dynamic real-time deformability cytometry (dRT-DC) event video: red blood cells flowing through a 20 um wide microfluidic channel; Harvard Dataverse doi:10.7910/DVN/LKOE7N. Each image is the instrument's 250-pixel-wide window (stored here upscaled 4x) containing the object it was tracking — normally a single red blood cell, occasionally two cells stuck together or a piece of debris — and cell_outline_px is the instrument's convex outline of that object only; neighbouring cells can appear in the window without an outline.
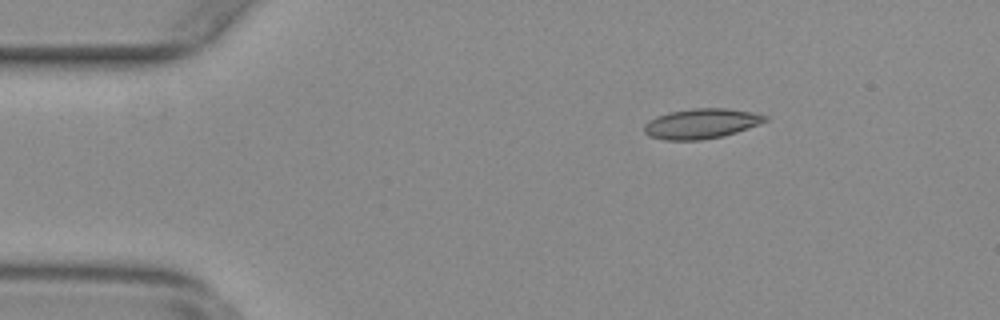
{"species": "common noctule bat (a hibernating species)", "species_latin": "Nyctalus noctula", "temperature_condition": "warm", "stored_images_in_passage": 50, "camera_frame_rate_fps": 3000, "um_per_image_px": 0.085, "animal": {"sex": "female", "body_mass_g": 29.2, "forearm_length_mm": 56.3}, "frame": {"image": 1, "passage_image": 4, "time_ms": 1.0, "image_size_px": [1000, 320], "cell_outline_px": [[768, 120], [760, 124], [736, 132], [720, 136], [700, 140], [664, 140], [648, 136], [644, 132], [644, 124], [648, 120], [656, 116], [668, 112], [692, 108], [728, 108], [756, 112], [768, 116]], "centroid_in_image_um": [59.6, 10.49], "position_along_channel_um": 25.4, "area_um2": 21.39}}
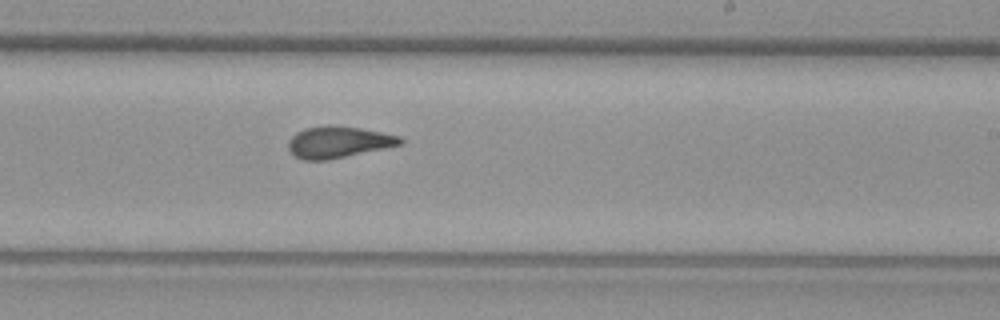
{"frame": {"image": 2, "passage_image": 28, "time_ms": 9.0, "image_size_px": [1000, 320], "cell_outline_px": [[404, 144], [328, 160], [304, 160], [296, 156], [288, 148], [288, 140], [296, 132], [304, 128], [328, 124], [360, 128], [400, 136], [404, 140]], "centroid_in_image_um": [28.76, 12.07], "position_along_channel_um": 260.2, "area_um2": 20.63}}
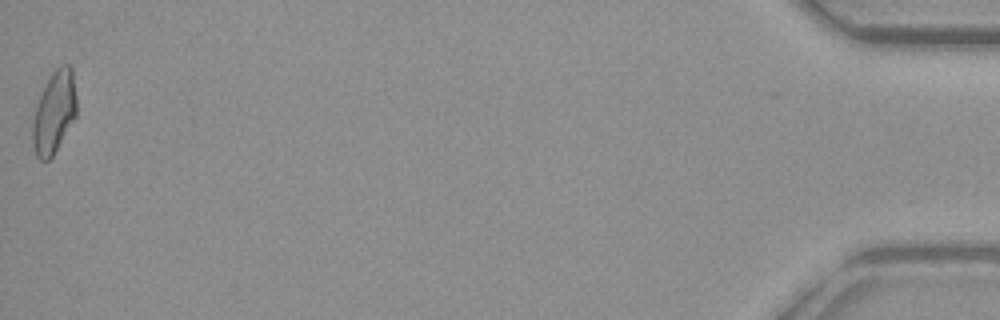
{"frame": {"image": 3, "passage_image": 50, "time_ms": 16.333, "image_size_px": [1000, 320], "cell_outline_px": [[76, 116], [52, 156], [48, 160], [40, 160], [36, 156], [32, 144], [32, 124], [36, 104], [52, 72], [60, 64], [68, 64], [72, 68], [76, 96]], "centroid_in_image_um": [4.6, 9.54], "position_along_channel_um": 430.6, "area_um2": 20.92}, "authors_computed_cell_mechanics": {"area_um2": 20.6346, "velocity_mm_per_s": 3.7701, "shape_relaxation_time_tau1_ms": null, "shape_relaxation_time_tau2_ms": 1.7134, "deformation_change_tau1": null, "deformation_change_tau2": 0.0886}}